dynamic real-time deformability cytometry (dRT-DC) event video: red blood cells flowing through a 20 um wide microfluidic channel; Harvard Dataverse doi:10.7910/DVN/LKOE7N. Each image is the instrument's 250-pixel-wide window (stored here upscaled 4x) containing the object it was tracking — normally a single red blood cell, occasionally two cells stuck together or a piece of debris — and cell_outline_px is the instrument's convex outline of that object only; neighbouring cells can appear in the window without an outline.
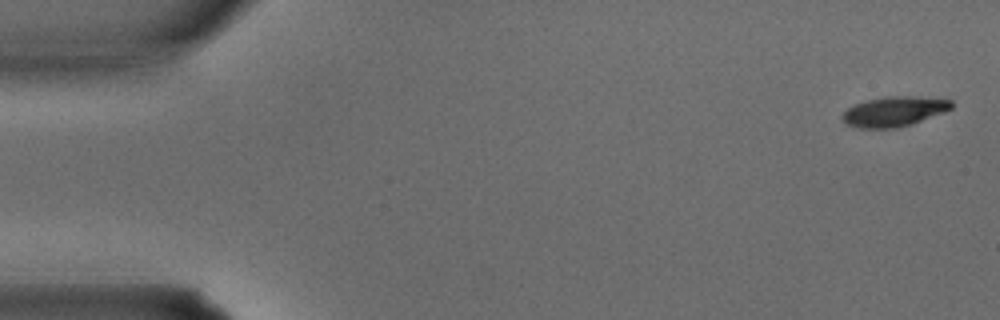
{"species": "common noctule bat (a hibernating species)", "species_latin": "Nyctalus noctula", "temperature_condition": "warm", "stored_images_in_passage": 34, "camera_frame_rate_fps": 3000, "um_per_image_px": 0.085, "animal": {"sex": "male", "body_mass_g": 15.6}, "frame": {"image": 1, "passage_image": 1, "time_ms": 0.0, "image_size_px": [1000, 320], "cell_outline_px": [[952, 108], [944, 112], [912, 124], [896, 128], [860, 128], [844, 124], [840, 116], [848, 108], [856, 104], [868, 100], [888, 96], [908, 96], [952, 100]], "centroid_in_image_um": [75.97, 9.49], "position_along_channel_um": 9.0, "area_um2": 18.9}}
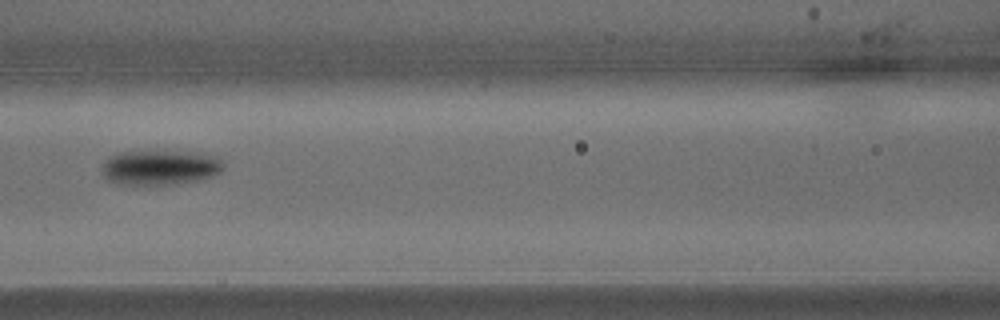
{"frame": {"image": 2, "passage_image": 15, "time_ms": 4.667, "image_size_px": [1000, 320], "cell_outline_px": [[224, 168], [220, 172], [212, 176], [200, 180], [176, 184], [120, 184], [108, 180], [104, 176], [104, 160], [108, 156], [120, 152], [196, 152], [220, 156], [224, 164]], "centroid_in_image_um": [13.67, 14.23], "position_along_channel_um": 152.9, "area_um2": 24.62}}
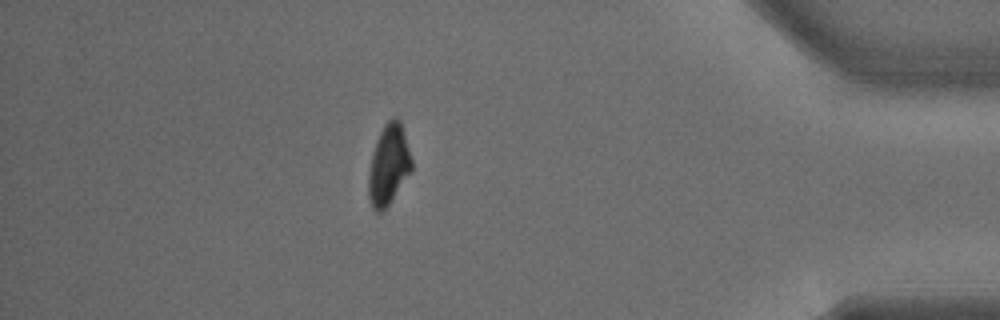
{"frame": {"image": 3, "passage_image": 30, "time_ms": 9.667, "image_size_px": [1000, 320], "cell_outline_px": [[412, 172], [388, 204], [380, 212], [376, 212], [372, 208], [368, 196], [368, 172], [372, 152], [376, 140], [384, 124], [392, 116], [396, 116], [400, 120], [412, 160]], "centroid_in_image_um": [33.02, 13.99], "position_along_channel_um": 402.2, "area_um2": 20.29}}